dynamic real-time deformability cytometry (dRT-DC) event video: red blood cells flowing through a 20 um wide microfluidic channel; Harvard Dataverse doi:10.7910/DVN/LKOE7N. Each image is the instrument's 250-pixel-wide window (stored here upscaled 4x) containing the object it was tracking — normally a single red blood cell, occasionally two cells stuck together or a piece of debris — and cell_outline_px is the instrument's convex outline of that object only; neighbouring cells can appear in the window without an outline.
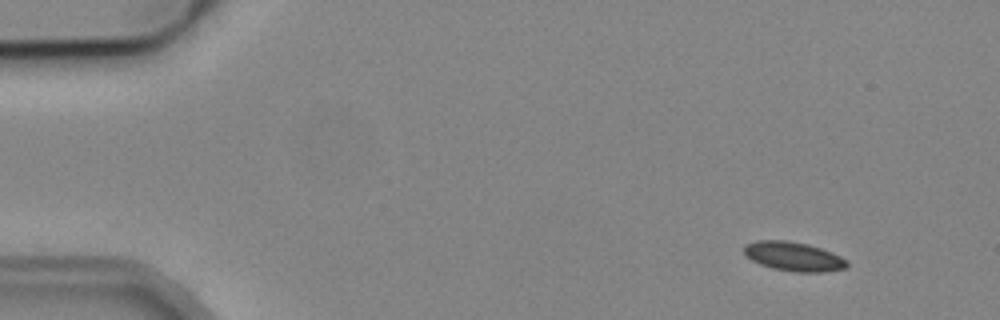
{"species": "common noctule bat (a hibernating species)", "species_latin": "Nyctalus noctula", "temperature_condition": "cold", "stored_images_in_passage": 4, "camera_frame_rate_fps": 3000, "um_per_image_px": 0.085, "animal": {"sex": "male", "body_mass_g": 19.2, "forearm_length_mm": 51.8}, "frame": {"image": 1, "passage_image": 1, "time_ms": 0.0, "image_size_px": [1000, 320], "cell_outline_px": [[848, 268], [824, 272], [796, 272], [772, 268], [760, 264], [744, 256], [744, 244], [756, 240], [784, 240], [808, 244], [832, 252], [848, 260]], "centroid_in_image_um": [67.45, 21.8], "position_along_channel_um": 17.5, "area_um2": 17.69}}